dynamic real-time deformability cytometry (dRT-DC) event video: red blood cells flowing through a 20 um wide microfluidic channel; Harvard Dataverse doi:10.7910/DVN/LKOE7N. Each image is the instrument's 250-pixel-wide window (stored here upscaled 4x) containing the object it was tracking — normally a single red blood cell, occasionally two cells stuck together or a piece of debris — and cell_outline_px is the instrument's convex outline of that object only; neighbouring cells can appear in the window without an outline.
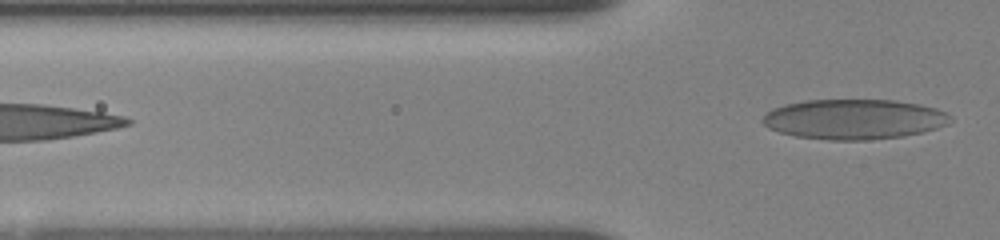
{"species": "human", "species_latin": "Homo sapiens", "temperature_condition": "room temperature", "stored_images_in_passage": 7, "segment_of_instrument_passage": [2, 2], "camera_frame_rate_fps": 3000, "um_per_image_px": 0.085, "donor": {"sex": "female"}, "frame": {"image": 1, "passage_image": 7, "time_ms": 3.333, "image_size_px": [1000, 240], "cell_outline_px": [[952, 120], [948, 124], [936, 128], [920, 132], [900, 136], [864, 140], [828, 140], [796, 136], [780, 132], [768, 128], [760, 120], [772, 108], [788, 104], [808, 100], [896, 100], [920, 104], [936, 108], [952, 116]], "centroid_in_image_um": [72.59, 10.13], "position_along_channel_um": 53.2, "area_um2": 43.64}}